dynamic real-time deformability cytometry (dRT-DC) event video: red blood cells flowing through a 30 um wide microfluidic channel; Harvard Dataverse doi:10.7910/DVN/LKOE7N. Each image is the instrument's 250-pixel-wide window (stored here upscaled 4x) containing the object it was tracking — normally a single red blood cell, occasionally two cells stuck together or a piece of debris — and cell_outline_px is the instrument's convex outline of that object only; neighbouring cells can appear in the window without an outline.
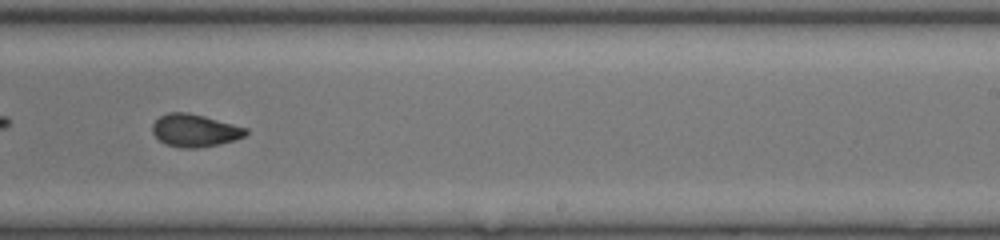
{"species": "common noctule bat (a hibernating species)", "species_latin": "Nyctalus noctula", "temperature_condition": "room temperature", "stored_images_in_passage": 35, "camera_frame_rate_fps": 3000, "um_per_image_px": 0.085, "animal": {"sex": "female", "body_mass_g": 17.0, "forearm_length_mm": 48.0}, "frame": {"image": 1, "passage_image": 16, "time_ms": 5.0, "image_size_px": [1000, 240], "cell_outline_px": [[248, 132], [244, 136], [236, 140], [220, 144], [196, 148], [180, 148], [164, 144], [152, 132], [152, 124], [160, 116], [168, 112], [188, 112], [204, 116], [248, 128]], "centroid_in_image_um": [16.56, 11.09], "position_along_channel_um": 272.4, "area_um2": 17.86}, "authors_computed_cell_mechanics": {"area_um2": 17.918, "velocity_mm_per_s": 4.3571, "shape_relaxation_time_tau1_ms": 7.9448, "shape_relaxation_time_tau2_ms": 3.0249, "deformation_change_tau1": 0.1916, "deformation_change_tau2": 0.0674}}